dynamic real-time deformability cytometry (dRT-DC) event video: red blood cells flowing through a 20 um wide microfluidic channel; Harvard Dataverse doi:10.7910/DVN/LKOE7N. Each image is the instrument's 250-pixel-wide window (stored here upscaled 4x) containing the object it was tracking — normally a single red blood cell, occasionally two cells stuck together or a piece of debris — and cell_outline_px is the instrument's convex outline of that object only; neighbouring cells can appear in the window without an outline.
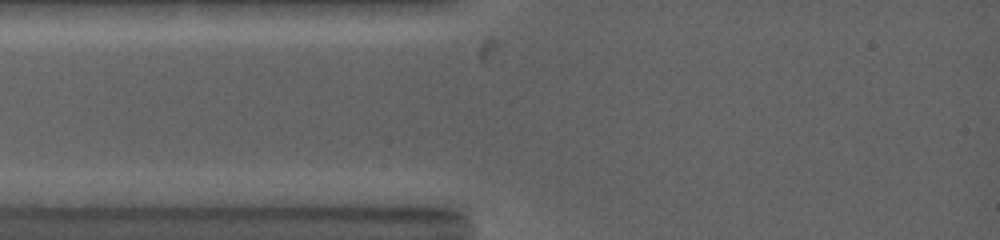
{"species": "common noctule bat (a hibernating species)", "species_latin": "Nyctalus noctula", "temperature_condition": "warm", "stored_images_in_passage": 4, "camera_frame_rate_fps": 5000, "um_per_image_px": 0.085, "animal": {"sex": "female", "body_mass_g": 19.0, "forearm_length_mm": 53.3}, "frame": {"image": 1, "passage_image": 3, "time_ms": 0.6, "image_size_px": [1000, 240], "cell_outline_px": [[428, 168], [316, 168], [304, 160], [304, 156], [412, 156], [424, 160]], "centroid_in_image_um": [31.08, 13.77], "position_along_channel_um": 53.9, "area_um2": 10.0}}